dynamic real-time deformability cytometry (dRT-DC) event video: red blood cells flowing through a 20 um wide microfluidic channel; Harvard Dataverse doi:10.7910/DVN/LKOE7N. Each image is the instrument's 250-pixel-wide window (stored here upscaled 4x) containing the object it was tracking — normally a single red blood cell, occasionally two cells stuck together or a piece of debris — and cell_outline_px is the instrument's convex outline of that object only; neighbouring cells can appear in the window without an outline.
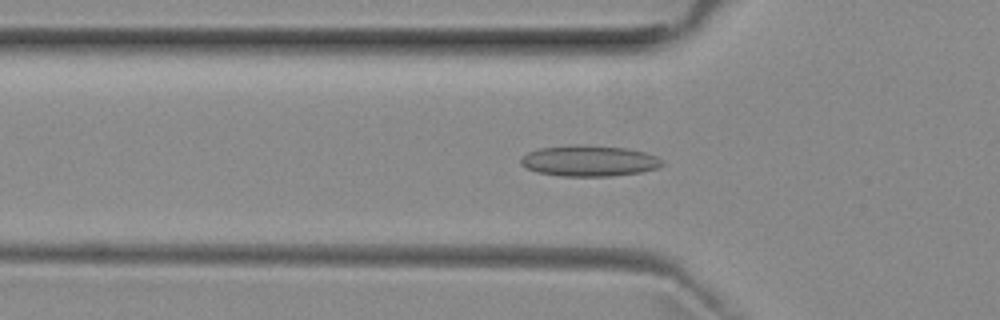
{"species": "common noctule bat (a hibernating species)", "species_latin": "Nyctalus noctula", "temperature_condition": "room temperature", "stored_images_in_passage": 47, "camera_frame_rate_fps": 3000, "um_per_image_px": 0.085, "animal": {"sex": "female", "body_mass_g": 29.2, "forearm_length_mm": 56.3}, "frame": {"image": 1, "passage_image": 11, "time_ms": 3.333, "image_size_px": [1000, 320], "cell_outline_px": [[664, 164], [660, 168], [640, 172], [612, 176], [560, 176], [536, 172], [524, 168], [520, 164], [520, 156], [528, 152], [540, 148], [576, 144], [628, 148], [644, 152], [656, 156], [664, 160]], "centroid_in_image_um": [50.06, 13.67], "position_along_channel_um": 75.7, "area_um2": 25.84}}
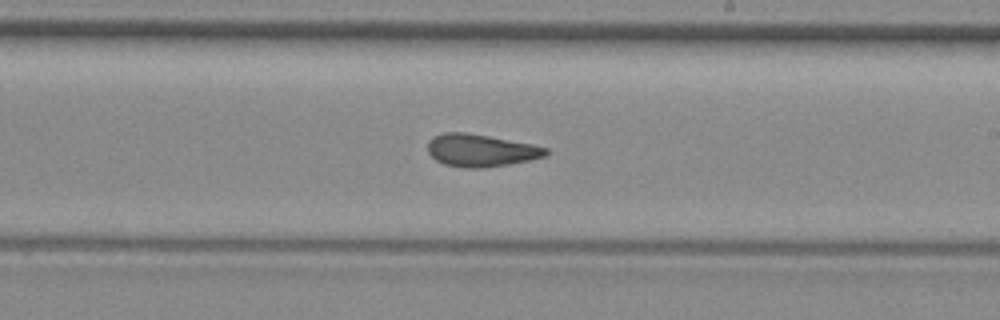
{"frame": {"image": 2, "passage_image": 24, "time_ms": 7.667, "image_size_px": [1000, 320], "cell_outline_px": [[548, 152], [544, 156], [528, 160], [508, 164], [484, 168], [468, 168], [444, 164], [436, 160], [428, 152], [428, 140], [432, 136], [444, 132], [464, 132], [488, 136], [532, 144], [548, 148]], "centroid_in_image_um": [40.83, 12.78], "position_along_channel_um": 248.2, "area_um2": 22.2}}
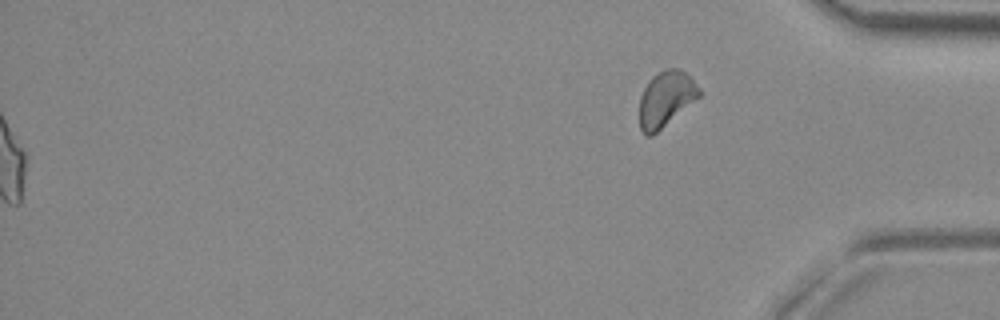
{"frame": {"image": 3, "passage_image": 47, "time_ms": 15.333, "image_size_px": [1000, 320], "cell_outline_px": [[700, 96], [652, 136], [644, 136], [640, 128], [640, 96], [648, 80], [652, 76], [664, 68], [676, 68], [684, 72], [700, 88]], "centroid_in_image_um": [56.56, 8.41], "position_along_channel_um": 378.6, "area_um2": 19.13}, "authors_computed_cell_mechanics": {"area_um2": 22.4842, "velocity_mm_per_s": 3.9652, "shape_relaxation_time_tau1_ms": null, "shape_relaxation_time_tau2_ms": 2.6288, "deformation_change_tau1": null, "deformation_change_tau2": 0.1083}}